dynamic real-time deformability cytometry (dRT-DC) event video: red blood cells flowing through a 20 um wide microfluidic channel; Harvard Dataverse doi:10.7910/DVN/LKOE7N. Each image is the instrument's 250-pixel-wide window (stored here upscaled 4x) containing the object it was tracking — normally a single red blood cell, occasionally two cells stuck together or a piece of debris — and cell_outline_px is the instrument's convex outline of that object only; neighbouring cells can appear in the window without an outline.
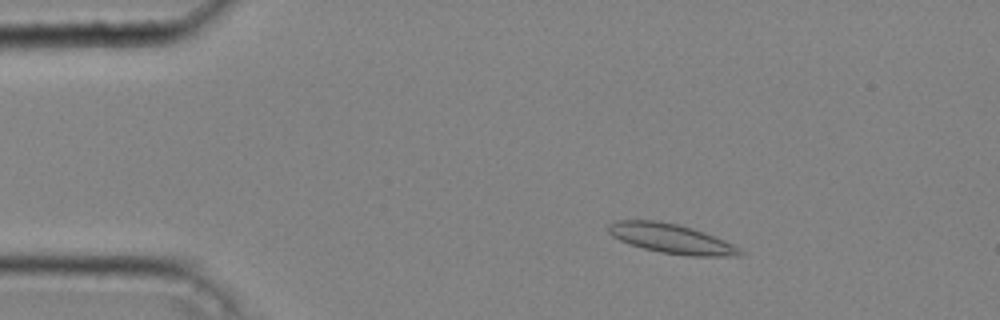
{"species": "common noctule bat (a hibernating species)", "species_latin": "Nyctalus noctula", "temperature_condition": "cold", "stored_images_in_passage": 44, "camera_frame_rate_fps": 3000, "um_per_image_px": 0.085, "animal": {"sex": "male", "body_mass_g": 20.4}, "frame": {"image": 1, "passage_image": 7, "time_ms": 2.0, "image_size_px": [1000, 320], "cell_outline_px": [[744, 252], [736, 256], [688, 256], [660, 252], [644, 248], [620, 240], [612, 236], [608, 232], [608, 224], [616, 220], [656, 220], [676, 224], [692, 228], [724, 240], [740, 248]], "centroid_in_image_um": [57.04, 20.28], "position_along_channel_um": 28.0, "area_um2": 22.43}}
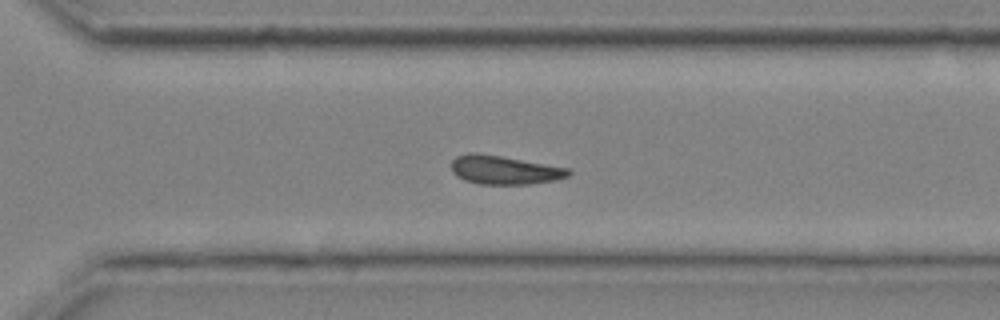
{"frame": {"image": 2, "passage_image": 32, "time_ms": 10.333, "image_size_px": [1000, 320], "cell_outline_px": [[572, 172], [568, 176], [556, 180], [528, 184], [480, 184], [464, 180], [456, 176], [452, 172], [452, 160], [456, 156], [468, 152], [476, 152], [500, 156], [568, 168]], "centroid_in_image_um": [42.83, 14.44], "position_along_channel_um": 327.8, "area_um2": 19.54}, "authors_computed_cell_mechanics": {"area_um2": 19.652, "velocity_mm_per_s": 4.2598, "shape_relaxation_time_tau1_ms": null, "shape_relaxation_time_tau2_ms": 6.8954, "deformation_change_tau1": null, "deformation_change_tau2": 0.1402}}